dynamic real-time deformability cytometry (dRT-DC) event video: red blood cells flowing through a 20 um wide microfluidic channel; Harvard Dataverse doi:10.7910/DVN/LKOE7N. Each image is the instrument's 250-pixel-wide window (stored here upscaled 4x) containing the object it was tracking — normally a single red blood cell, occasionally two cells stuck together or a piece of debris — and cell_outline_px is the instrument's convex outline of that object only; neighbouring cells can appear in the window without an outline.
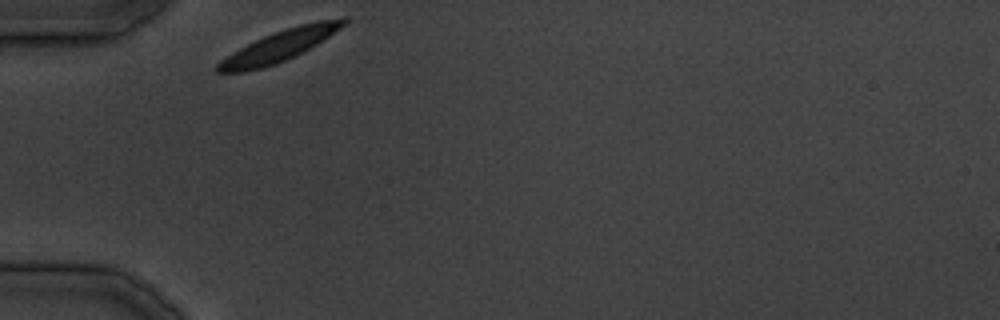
{"species": "common noctule bat (a hibernating species)", "species_latin": "Nyctalus noctula", "temperature_condition": "cold", "stored_images_in_passage": 11, "camera_frame_rate_fps": 3000, "um_per_image_px": 0.085, "animal": {"sex": "male", "body_mass_g": 19.5, "forearm_length_mm": 54.6}, "frame": {"image": 1, "passage_image": 1, "time_ms": 0.0, "image_size_px": [1000, 320], "cell_outline_px": [[348, 20], [340, 28], [316, 44], [276, 64], [264, 68], [244, 72], [216, 72], [212, 68], [220, 60], [232, 52], [264, 36], [300, 24], [316, 20], [344, 16], [348, 16]], "centroid_in_image_um": [23.71, 3.9], "position_along_channel_um": 61.3, "area_um2": 22.48}}